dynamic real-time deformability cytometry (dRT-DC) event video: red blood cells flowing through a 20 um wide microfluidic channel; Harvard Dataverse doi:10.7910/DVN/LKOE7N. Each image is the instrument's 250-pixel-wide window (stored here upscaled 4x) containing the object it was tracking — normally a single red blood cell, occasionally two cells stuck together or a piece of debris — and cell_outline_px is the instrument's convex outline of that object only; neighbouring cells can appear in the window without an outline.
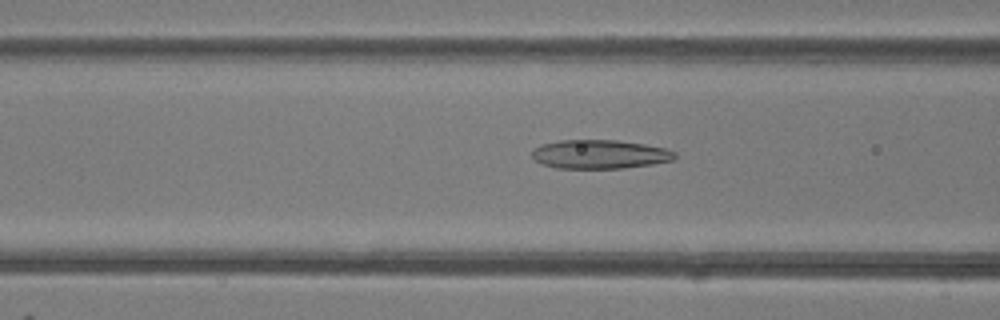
{"species": "common noctule bat (a hibernating species)", "species_latin": "Nyctalus noctula", "temperature_condition": "room temperature", "stored_images_in_passage": 37, "camera_frame_rate_fps": 3000, "um_per_image_px": 0.085, "animal": {"sex": "female"}, "frame": {"image": 1, "passage_image": 19, "time_ms": 6.0, "image_size_px": [1000, 320], "cell_outline_px": [[676, 156], [672, 160], [652, 164], [624, 168], [556, 168], [544, 164], [536, 160], [532, 156], [532, 152], [540, 144], [560, 140], [616, 140], [644, 144], [664, 148], [676, 152]], "centroid_in_image_um": [50.98, 13.11], "position_along_channel_um": 115.6, "area_um2": 23.87}}
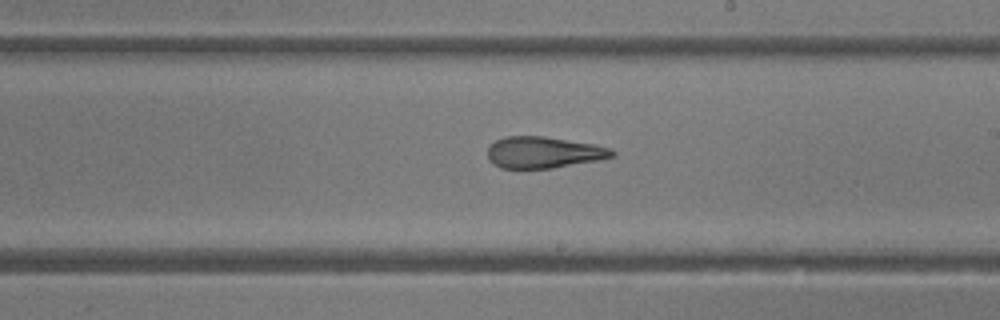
{"frame": {"image": 2, "passage_image": 28, "time_ms": 9.0, "image_size_px": [1000, 320], "cell_outline_px": [[616, 156], [600, 160], [552, 168], [500, 168], [488, 156], [488, 148], [496, 140], [504, 136], [544, 136], [592, 144], [612, 148], [616, 152]], "centroid_in_image_um": [46.26, 12.95], "position_along_channel_um": 242.7, "area_um2": 22.72}}
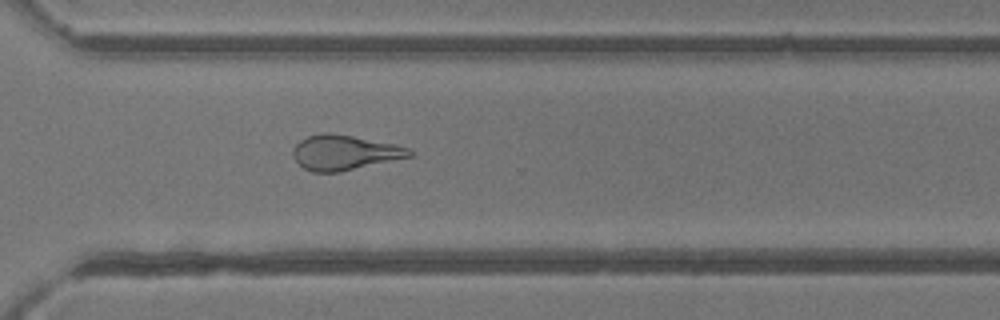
{"frame": {"image": 3, "passage_image": 35, "time_ms": 11.333, "image_size_px": [1000, 320], "cell_outline_px": [[412, 156], [340, 172], [312, 172], [304, 168], [292, 156], [292, 152], [296, 144], [300, 140], [308, 136], [320, 132], [328, 132], [352, 136], [392, 144], [408, 148], [412, 152]], "centroid_in_image_um": [29.23, 12.97], "position_along_channel_um": 341.4, "area_um2": 23.47}, "authors_computed_cell_mechanics": {"area_um2": 24.565, "velocity_mm_per_s": 4.2353, "shape_relaxation_time_tau1_ms": null, "shape_relaxation_time_tau2_ms": 2.3977, "deformation_change_tau1": null, "deformation_change_tau2": 0.1121}}